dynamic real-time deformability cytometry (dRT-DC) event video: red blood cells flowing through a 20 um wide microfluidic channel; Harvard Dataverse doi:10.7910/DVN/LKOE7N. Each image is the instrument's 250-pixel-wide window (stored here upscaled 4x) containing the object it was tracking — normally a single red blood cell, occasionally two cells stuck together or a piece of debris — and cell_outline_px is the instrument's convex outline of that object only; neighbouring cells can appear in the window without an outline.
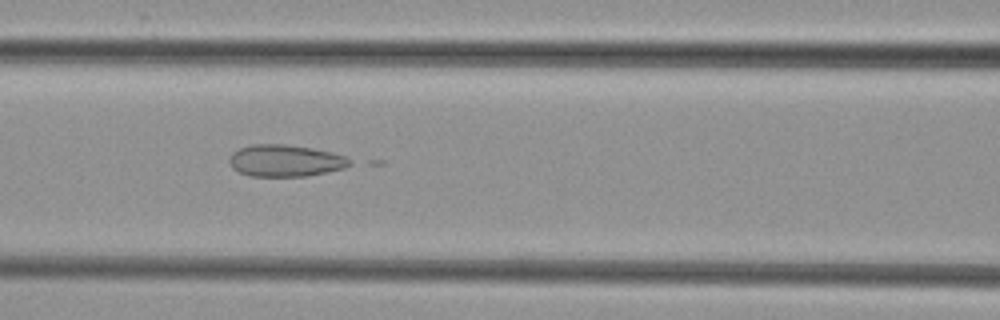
{"species": "common noctule bat (a hibernating species)", "species_latin": "Nyctalus noctula", "temperature_condition": "cold", "stored_images_in_passage": 7, "camera_frame_rate_fps": 3000, "um_per_image_px": 0.085, "animal": {"sex": "female", "body_mass_g": 29.2, "forearm_length_mm": 56.3}, "frame": {"image": 1, "passage_image": 6, "time_ms": 5.667, "image_size_px": [1000, 320], "cell_outline_px": [[352, 164], [344, 168], [308, 176], [248, 176], [232, 168], [228, 160], [232, 152], [240, 148], [252, 144], [284, 144], [312, 148], [332, 152], [344, 156], [352, 160]], "centroid_in_image_um": [24.24, 13.65], "position_along_channel_um": 142.4, "area_um2": 22.43}}
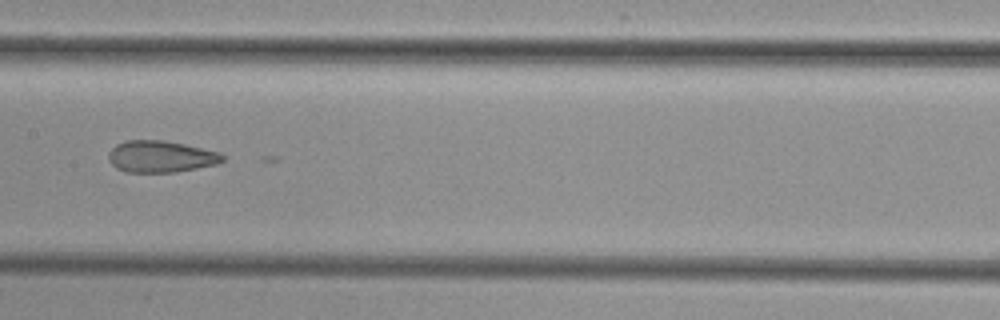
{"frame": {"image": 2, "passage_image": 7, "time_ms": 7.0, "image_size_px": [1000, 320], "cell_outline_px": [[224, 160], [216, 164], [176, 172], [124, 172], [116, 168], [108, 160], [108, 152], [116, 144], [124, 140], [164, 140], [184, 144], [220, 152], [224, 156]], "centroid_in_image_um": [13.63, 13.3], "position_along_channel_um": 193.8, "area_um2": 21.15}}